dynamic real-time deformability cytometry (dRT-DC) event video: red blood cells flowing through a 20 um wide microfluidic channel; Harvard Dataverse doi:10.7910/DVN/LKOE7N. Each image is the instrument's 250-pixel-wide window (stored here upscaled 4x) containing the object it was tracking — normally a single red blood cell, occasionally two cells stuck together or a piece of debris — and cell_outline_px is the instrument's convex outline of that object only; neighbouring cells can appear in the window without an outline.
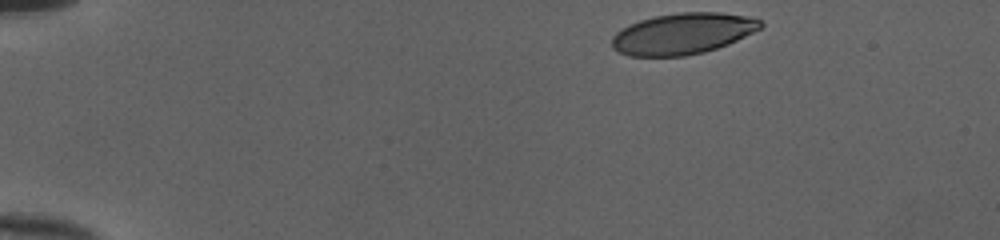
{"species": "human", "species_latin": "Homo sapiens", "temperature_condition": "cold", "stored_images_in_passage": 38, "camera_frame_rate_fps": 3000, "um_per_image_px": 0.085, "donor": {"sex": "female"}, "frame": {"image": 1, "passage_image": 1, "time_ms": 0.0, "image_size_px": [1000, 240], "cell_outline_px": [[764, 24], [760, 28], [728, 44], [704, 52], [684, 56], [628, 56], [612, 48], [612, 36], [616, 32], [628, 24], [652, 16], [676, 12], [720, 12], [744, 16], [760, 20]], "centroid_in_image_um": [57.98, 2.85], "position_along_channel_um": 27.0, "area_um2": 35.6}}
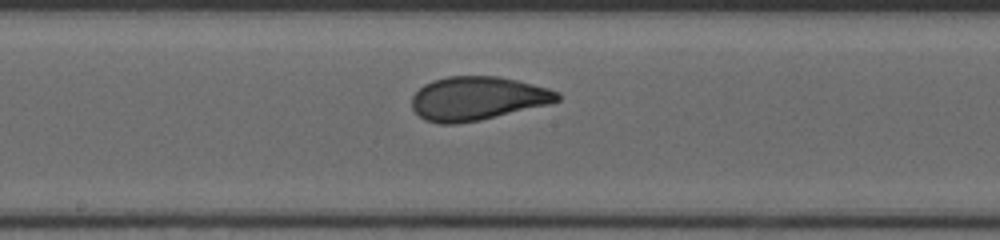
{"frame": {"image": 2, "passage_image": 22, "time_ms": 7.0, "image_size_px": [1000, 240], "cell_outline_px": [[560, 100], [548, 104], [480, 120], [456, 124], [440, 124], [424, 120], [412, 108], [412, 96], [424, 84], [432, 80], [448, 76], [496, 76], [516, 80], [548, 88], [560, 92]], "centroid_in_image_um": [40.56, 8.37], "position_along_channel_um": 207.6, "area_um2": 36.93}}
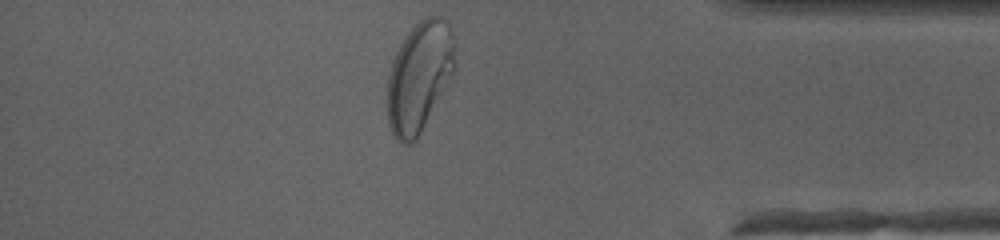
{"frame": {"image": 3, "passage_image": 38, "time_ms": 12.333, "image_size_px": [1000, 240], "cell_outline_px": [[456, 64], [452, 76], [416, 140], [408, 144], [400, 144], [396, 140], [388, 124], [384, 100], [388, 72], [392, 60], [400, 44], [408, 32], [420, 20], [428, 16], [440, 16], [448, 24], [452, 32], [456, 60]], "centroid_in_image_um": [35.59, 6.55], "position_along_channel_um": 399.6, "area_um2": 44.04}, "authors_computed_cell_mechanics": {"area_um2": 36.8475, "velocity_mm_per_s": 4.0167, "shape_relaxation_time_tau1_ms": 5.6523, "shape_relaxation_time_tau2_ms": null, "deformation_change_tau1": 0.1947, "deformation_change_tau2": null}}